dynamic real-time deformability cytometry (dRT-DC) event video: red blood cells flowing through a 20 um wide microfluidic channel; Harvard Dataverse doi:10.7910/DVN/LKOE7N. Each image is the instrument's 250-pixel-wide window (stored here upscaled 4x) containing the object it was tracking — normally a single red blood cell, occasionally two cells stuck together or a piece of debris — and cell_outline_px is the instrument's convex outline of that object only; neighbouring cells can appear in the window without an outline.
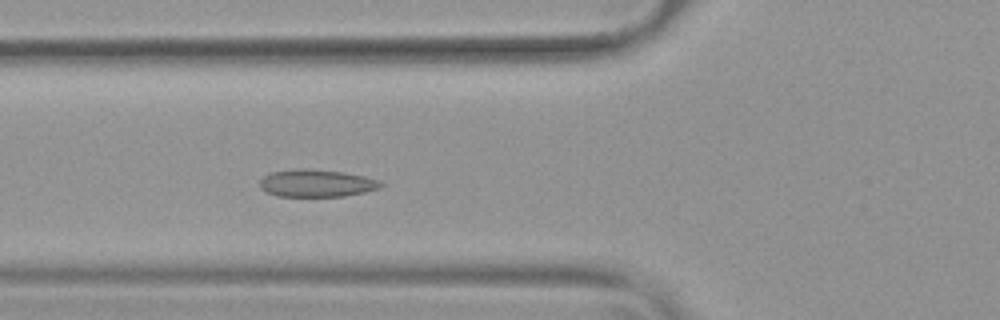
{"species": "common noctule bat (a hibernating species)", "species_latin": "Nyctalus noctula", "temperature_condition": "warm", "stored_images_in_passage": 51, "camera_frame_rate_fps": 3000, "um_per_image_px": 0.085, "animal": {"sex": "female", "body_mass_g": 19.9}, "frame": {"image": 1, "passage_image": 18, "time_ms": 5.667, "image_size_px": [1000, 320], "cell_outline_px": [[384, 184], [380, 188], [364, 192], [344, 196], [276, 196], [264, 192], [260, 188], [260, 180], [268, 172], [296, 168], [308, 168], [344, 172], [364, 176], [380, 180]], "centroid_in_image_um": [26.87, 15.56], "position_along_channel_um": 98.9, "area_um2": 19.65}}
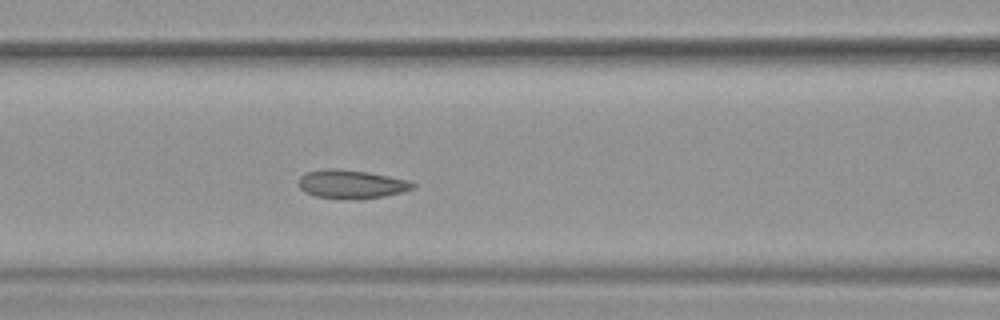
{"frame": {"image": 2, "passage_image": 21, "time_ms": 6.667, "image_size_px": [1000, 320], "cell_outline_px": [[416, 184], [412, 188], [400, 192], [384, 196], [316, 196], [300, 188], [300, 176], [304, 172], [324, 168], [340, 168], [368, 172], [408, 180]], "centroid_in_image_um": [29.85, 15.58], "position_along_channel_um": 136.8, "area_um2": 17.98}}
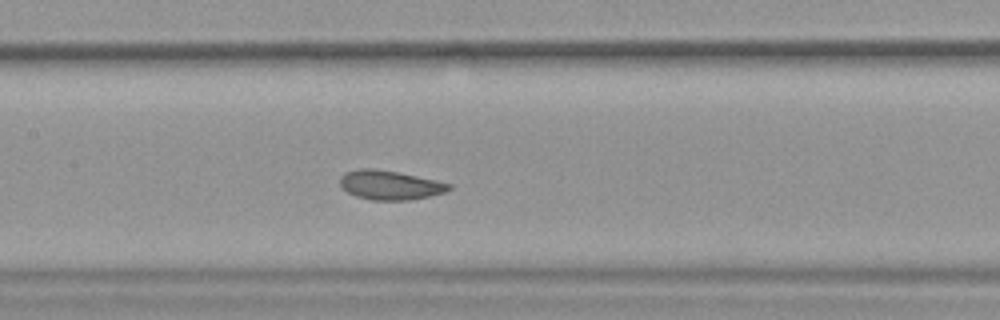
{"frame": {"image": 3, "passage_image": 24, "time_ms": 7.667, "image_size_px": [1000, 320], "cell_outline_px": [[452, 188], [444, 192], [428, 196], [408, 200], [372, 200], [356, 196], [348, 192], [340, 184], [340, 176], [344, 172], [360, 168], [376, 168], [400, 172], [436, 180], [452, 184]], "centroid_in_image_um": [33.14, 15.71], "position_along_channel_um": 174.3, "area_um2": 18.61}, "authors_computed_cell_mechanics": {"area_um2": 19.652, "velocity_mm_per_s": 3.7558, "shape_relaxation_time_tau1_ms": 8.4544, "shape_relaxation_time_tau2_ms": 4.0029, "deformation_change_tau1": 0.1476, "deformation_change_tau2": 0.1128}}